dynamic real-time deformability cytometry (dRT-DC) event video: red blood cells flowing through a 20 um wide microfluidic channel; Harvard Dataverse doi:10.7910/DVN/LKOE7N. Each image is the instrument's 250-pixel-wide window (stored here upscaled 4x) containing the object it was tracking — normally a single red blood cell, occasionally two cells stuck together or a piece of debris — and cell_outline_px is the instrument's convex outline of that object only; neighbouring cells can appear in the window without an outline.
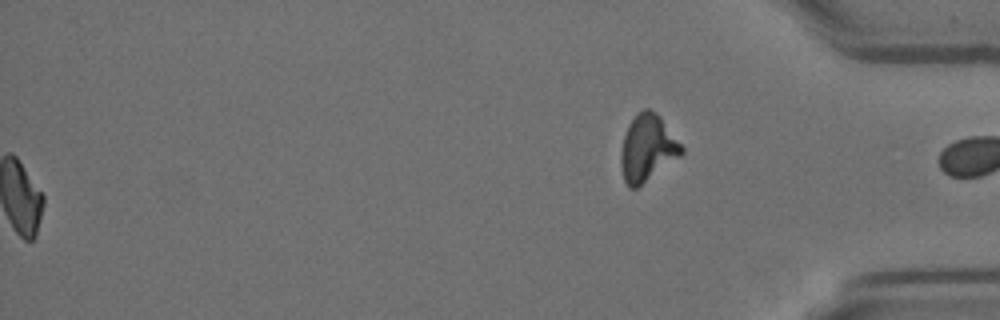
{"species": "Egyptian fruit bat (a non-hibernating species)", "species_latin": "Rousettus aegyptiacus", "temperature_condition": "room temperature", "stored_images_in_passage": 57, "segment_of_instrument_passage": [2, 2], "camera_frame_rate_fps": 3000, "um_per_image_px": 0.085, "animal": {"sex": "female"}, "frame": {"image": 1, "passage_image": 57, "time_ms": 18.667, "image_size_px": [1000, 320], "cell_outline_px": [[684, 152], [680, 156], [636, 188], [628, 188], [624, 180], [620, 164], [620, 152], [624, 136], [628, 124], [636, 112], [644, 108], [648, 108], [656, 112], [660, 116], [684, 148]], "centroid_in_image_um": [55.01, 12.56], "position_along_channel_um": 380.2, "area_um2": 23.52}}